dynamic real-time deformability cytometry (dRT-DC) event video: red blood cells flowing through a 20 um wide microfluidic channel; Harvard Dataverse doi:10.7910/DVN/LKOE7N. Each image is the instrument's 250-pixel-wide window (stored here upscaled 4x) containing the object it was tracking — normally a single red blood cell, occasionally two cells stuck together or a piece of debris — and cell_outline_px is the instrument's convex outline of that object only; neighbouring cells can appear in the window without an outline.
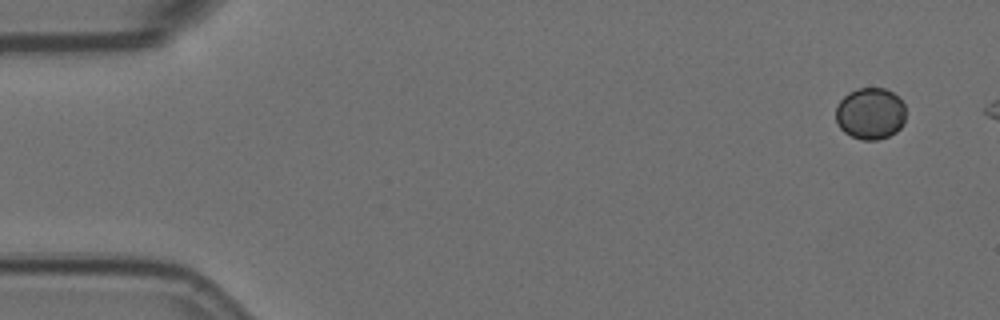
{"species": "Egyptian fruit bat (a non-hibernating species)", "species_latin": "Rousettus aegyptiacus", "temperature_condition": "room temperature", "stored_images_in_passage": 5, "segment_of_instrument_passage": [1, 2], "camera_frame_rate_fps": 3000, "um_per_image_px": 0.085, "animal": {"sex": "female"}, "frame": {"image": 1, "passage_image": 1, "time_ms": 0.0, "image_size_px": [1000, 320], "cell_outline_px": [[904, 124], [896, 132], [888, 136], [876, 140], [860, 140], [844, 132], [840, 128], [836, 120], [836, 104], [848, 92], [856, 88], [884, 88], [900, 96], [904, 104]], "centroid_in_image_um": [73.97, 9.64], "position_along_channel_um": 11.0, "area_um2": 21.33}}
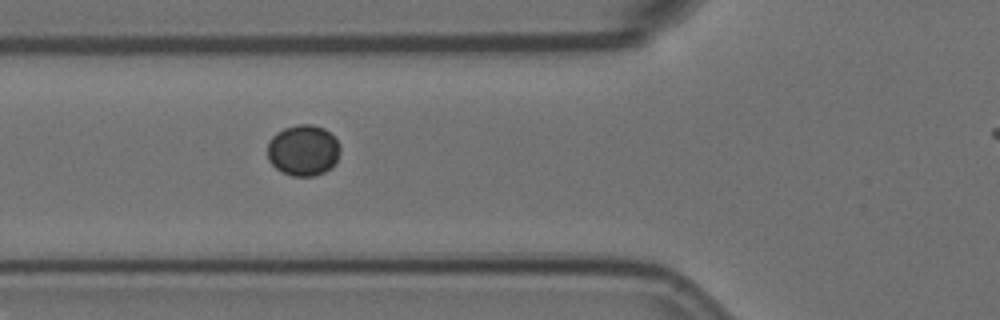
{"frame": {"image": 2, "passage_image": 4, "time_ms": 1.0, "image_size_px": [1000, 320], "cell_outline_px": [[340, 152], [336, 160], [324, 172], [312, 176], [292, 176], [280, 172], [268, 160], [268, 144], [272, 136], [276, 132], [284, 128], [296, 124], [312, 124], [324, 128], [340, 144]], "centroid_in_image_um": [25.75, 12.77], "position_along_channel_um": 100.1, "area_um2": 21.56}}